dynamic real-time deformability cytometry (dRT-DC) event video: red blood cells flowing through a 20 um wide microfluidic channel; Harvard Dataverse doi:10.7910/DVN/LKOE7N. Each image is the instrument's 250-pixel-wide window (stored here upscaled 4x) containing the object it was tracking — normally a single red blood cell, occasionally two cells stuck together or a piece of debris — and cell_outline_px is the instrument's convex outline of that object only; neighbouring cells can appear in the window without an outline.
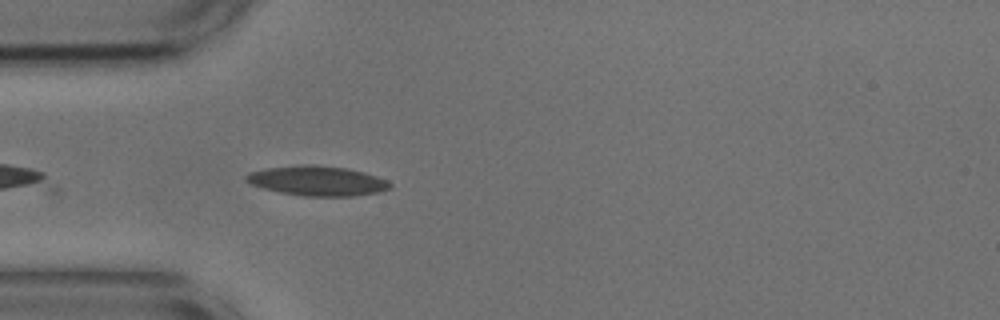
{"species": "common noctule bat (a hibernating species)", "species_latin": "Nyctalus noctula", "temperature_condition": "cold", "stored_images_in_passage": 3, "camera_frame_rate_fps": 3000, "um_per_image_px": 0.085, "animal": {"sex": "male", "body_mass_g": 17.9, "forearm_length_mm": 54.2}, "frame": {"image": 1, "passage_image": 3, "time_ms": 0.667, "image_size_px": [1000, 320], "cell_outline_px": [[392, 188], [376, 192], [352, 196], [304, 196], [280, 192], [264, 188], [252, 184], [244, 180], [244, 176], [248, 172], [264, 168], [300, 164], [312, 164], [344, 168], [364, 172], [388, 180], [392, 184]], "centroid_in_image_um": [26.94, 15.36], "position_along_channel_um": 58.1, "area_um2": 25.03}}